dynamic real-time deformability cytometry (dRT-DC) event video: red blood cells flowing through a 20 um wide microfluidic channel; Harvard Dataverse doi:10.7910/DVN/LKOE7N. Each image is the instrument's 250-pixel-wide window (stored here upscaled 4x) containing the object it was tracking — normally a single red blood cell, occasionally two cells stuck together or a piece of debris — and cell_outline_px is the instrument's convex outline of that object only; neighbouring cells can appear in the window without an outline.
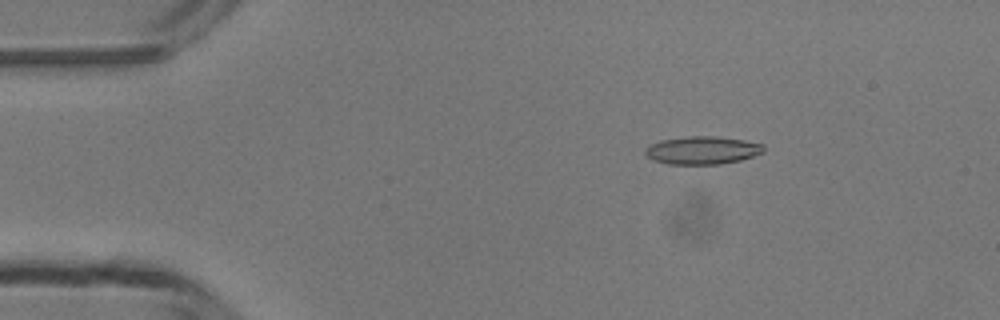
{"species": "common noctule bat (a hibernating species)", "species_latin": "Nyctalus noctula", "temperature_condition": "room temperature", "stored_images_in_passage": 35, "camera_frame_rate_fps": 3000, "um_per_image_px": 0.085, "animal": {"sex": "male", "body_mass_g": 13.3}, "frame": {"image": 1, "passage_image": 1, "time_ms": 0.0, "image_size_px": [1000, 320], "cell_outline_px": [[764, 152], [740, 160], [720, 164], [668, 164], [652, 160], [644, 152], [644, 148], [660, 140], [688, 136], [716, 136], [744, 140], [764, 144]], "centroid_in_image_um": [59.69, 12.77], "position_along_channel_um": 25.3, "area_um2": 19.31}}
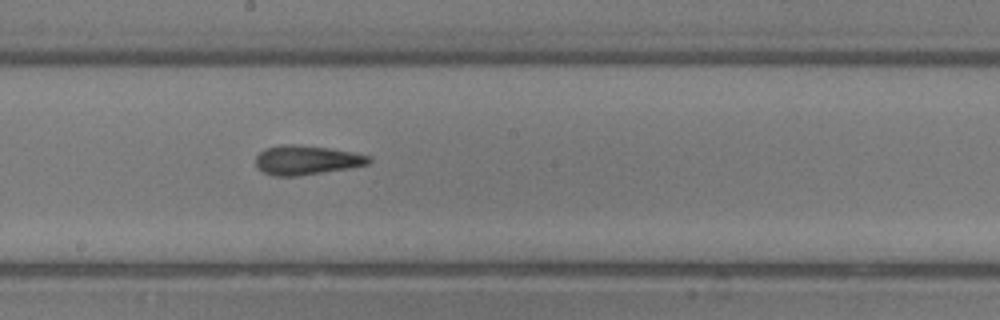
{"frame": {"image": 2, "passage_image": 20, "time_ms": 6.333, "image_size_px": [1000, 320], "cell_outline_px": [[372, 160], [368, 164], [352, 168], [296, 176], [272, 176], [256, 168], [256, 156], [264, 148], [280, 144], [296, 144], [328, 148], [352, 152], [372, 156]], "centroid_in_image_um": [26.05, 13.6], "position_along_channel_um": 222.2, "area_um2": 19.54}}
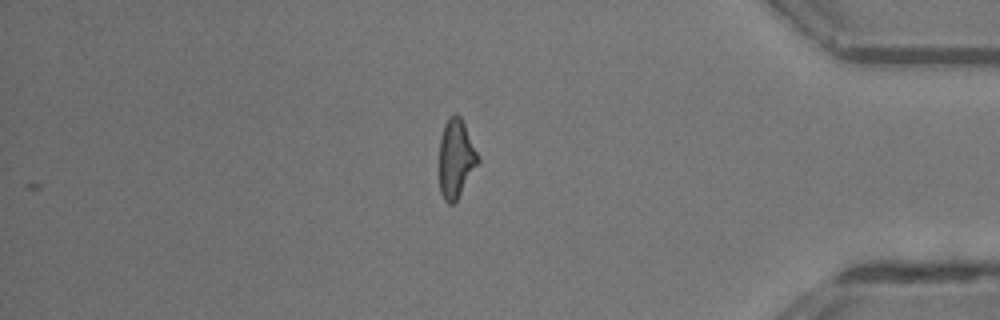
{"frame": {"image": 3, "passage_image": 35, "time_ms": 11.333, "image_size_px": [1000, 320], "cell_outline_px": [[480, 160], [456, 200], [452, 204], [448, 204], [444, 200], [440, 192], [440, 136], [444, 124], [448, 116], [452, 112], [456, 112], [460, 116], [480, 156]], "centroid_in_image_um": [38.75, 13.42], "position_along_channel_um": 396.4, "area_um2": 17.74}, "authors_computed_cell_mechanics": {"area_um2": 18.7272, "velocity_mm_per_s": 4.1755, "shape_relaxation_time_tau1_ms": null, "shape_relaxation_time_tau2_ms": 3.1042, "deformation_change_tau1": null, "deformation_change_tau2": 0.1254}}